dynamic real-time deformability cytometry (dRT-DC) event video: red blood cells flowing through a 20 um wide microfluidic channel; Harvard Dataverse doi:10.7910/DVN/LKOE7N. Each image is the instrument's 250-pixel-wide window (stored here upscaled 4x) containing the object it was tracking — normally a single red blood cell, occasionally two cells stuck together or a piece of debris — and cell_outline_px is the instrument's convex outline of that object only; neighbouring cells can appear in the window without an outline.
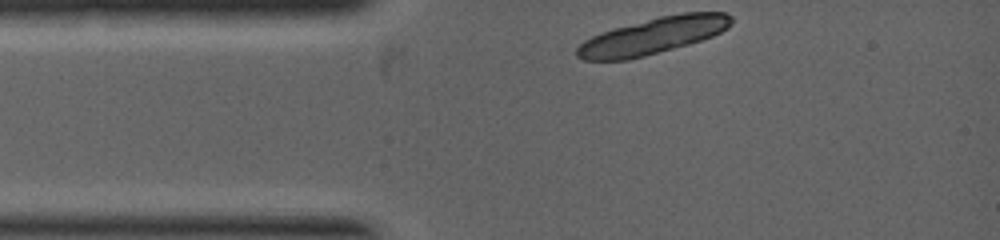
{"species": "common noctule bat (a hibernating species)", "species_latin": "Nyctalus noctula", "temperature_condition": "warm", "stored_images_in_passage": 1, "camera_frame_rate_fps": 5000, "um_per_image_px": 0.085, "animal": {"sex": "female", "body_mass_g": 19.0, "forearm_length_mm": 53.3}, "frame": {"image": 1, "passage_image": 1, "time_ms": 0.0, "image_size_px": [1000, 240], "cell_outline_px": [[732, 24], [728, 28], [712, 36], [688, 44], [644, 56], [628, 60], [584, 60], [576, 56], [576, 48], [584, 40], [600, 32], [660, 16], [684, 12], [724, 12], [732, 16]], "centroid_in_image_um": [55.5, 3.04], "position_along_channel_um": 29.5, "area_um2": 32.6}}